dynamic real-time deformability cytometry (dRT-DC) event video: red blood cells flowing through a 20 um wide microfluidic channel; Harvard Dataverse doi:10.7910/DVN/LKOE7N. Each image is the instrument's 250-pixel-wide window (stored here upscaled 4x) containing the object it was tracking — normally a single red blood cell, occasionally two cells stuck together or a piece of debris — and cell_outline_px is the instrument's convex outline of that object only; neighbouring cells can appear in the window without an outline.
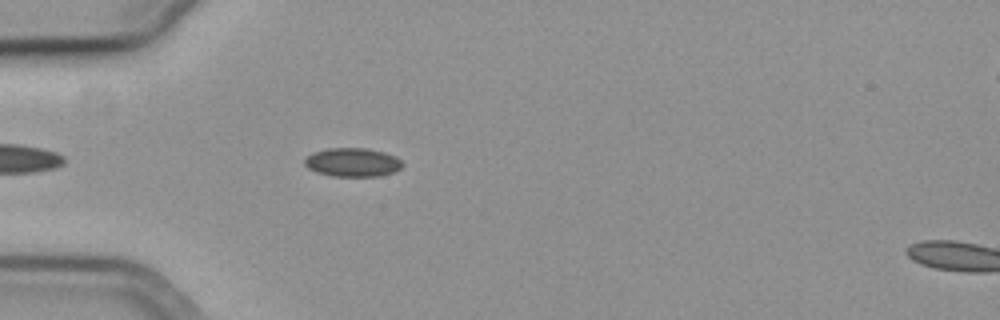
{"species": "common noctule bat (a hibernating species)", "species_latin": "Nyctalus noctula", "temperature_condition": "cold", "stored_images_in_passage": 44, "camera_frame_rate_fps": 3000, "um_per_image_px": 0.085, "animal": {"sex": "female", "body_mass_g": 19.3, "forearm_length_mm": 54.1}, "frame": {"image": 1, "passage_image": 5, "time_ms": 1.333, "image_size_px": [1000, 320], "cell_outline_px": [[404, 164], [400, 168], [392, 172], [380, 176], [332, 176], [316, 172], [308, 168], [304, 164], [304, 160], [312, 152], [328, 148], [364, 148], [384, 152], [396, 156]], "centroid_in_image_um": [29.95, 13.79], "position_along_channel_um": 55.0, "area_um2": 16.36}}
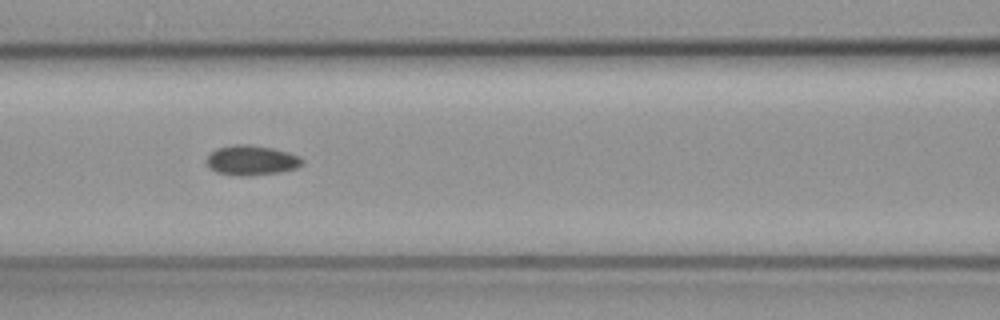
{"frame": {"image": 2, "passage_image": 13, "time_ms": 4.0, "image_size_px": [1000, 320], "cell_outline_px": [[304, 160], [296, 168], [280, 172], [248, 176], [240, 176], [216, 172], [208, 168], [208, 156], [216, 148], [236, 144], [248, 144], [272, 148], [288, 152], [300, 156]], "centroid_in_image_um": [21.38, 13.62], "position_along_channel_um": 145.2, "area_um2": 16.59}}
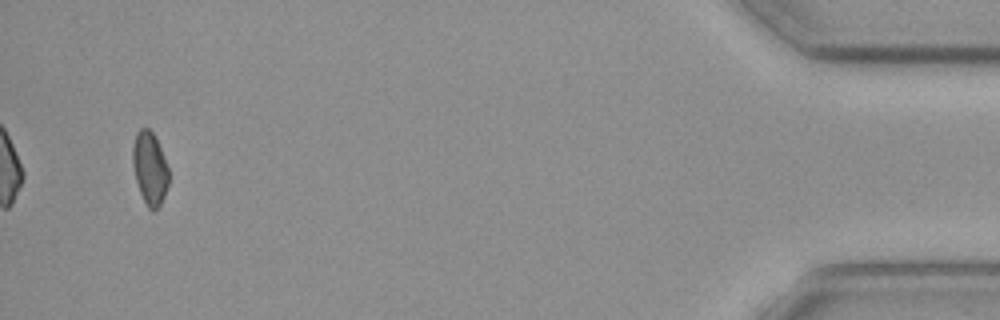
{"frame": {"image": 3, "passage_image": 42, "time_ms": 13.667, "image_size_px": [1000, 320], "cell_outline_px": [[168, 184], [164, 196], [160, 204], [152, 212], [148, 208], [140, 192], [136, 180], [132, 164], [132, 148], [136, 132], [140, 128], [148, 128], [152, 132], [160, 148], [168, 168]], "centroid_in_image_um": [12.71, 14.3], "position_along_channel_um": 422.5, "area_um2": 15.09}, "authors_computed_cell_mechanics": {"area_um2": 16.0684, "velocity_mm_per_s": 3.7164, "shape_relaxation_time_tau1_ms": null, "shape_relaxation_time_tau2_ms": 10.6892, "deformation_change_tau1": null, "deformation_change_tau2": 0.1221}}